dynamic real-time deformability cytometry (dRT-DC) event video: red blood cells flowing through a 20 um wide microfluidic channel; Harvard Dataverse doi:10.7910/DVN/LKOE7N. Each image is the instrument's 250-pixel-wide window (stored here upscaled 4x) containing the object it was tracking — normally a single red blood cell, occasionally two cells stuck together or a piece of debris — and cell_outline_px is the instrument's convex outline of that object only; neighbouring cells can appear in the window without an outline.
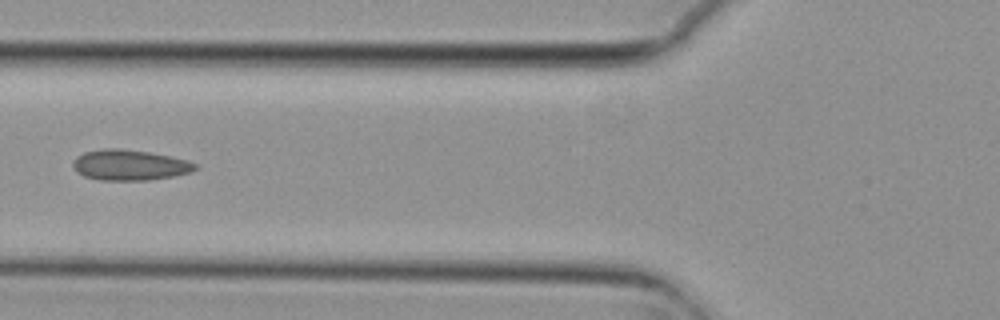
{"species": "common noctule bat (a hibernating species)", "species_latin": "Nyctalus noctula", "temperature_condition": "cold", "stored_images_in_passage": 4, "camera_frame_rate_fps": 3000, "um_per_image_px": 0.085, "animal": {"sex": "female", "body_mass_g": 29.2, "forearm_length_mm": 56.3}, "frame": {"image": 1, "passage_image": 4, "time_ms": 1.0, "image_size_px": [1000, 320], "cell_outline_px": [[200, 168], [192, 172], [172, 176], [148, 180], [100, 180], [84, 176], [72, 164], [76, 156], [84, 152], [104, 148], [120, 148], [148, 152], [172, 156], [188, 160], [196, 164]], "centroid_in_image_um": [11.07, 14.02], "position_along_channel_um": 114.7, "area_um2": 21.79}}